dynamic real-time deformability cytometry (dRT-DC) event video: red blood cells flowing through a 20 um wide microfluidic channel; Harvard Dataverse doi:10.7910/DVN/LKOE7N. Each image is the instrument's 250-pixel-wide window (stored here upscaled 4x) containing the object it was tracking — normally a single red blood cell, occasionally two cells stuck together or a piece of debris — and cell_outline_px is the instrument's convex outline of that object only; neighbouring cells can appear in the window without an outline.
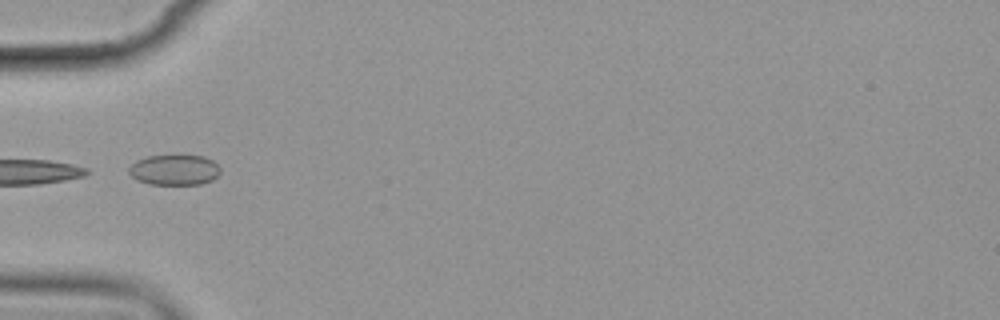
{"species": "common noctule bat (a hibernating species)", "species_latin": "Nyctalus noctula", "temperature_condition": "cold", "stored_images_in_passage": 15, "segment_of_instrument_passage": [2, 2], "camera_frame_rate_fps": 3000, "um_per_image_px": 0.085, "animal": {"sex": "female", "body_mass_g": 19.9}, "frame": {"image": 1, "passage_image": 5, "time_ms": 5.667, "image_size_px": [1000, 320], "cell_outline_px": [[220, 172], [212, 180], [200, 184], [148, 184], [136, 180], [128, 172], [128, 168], [136, 160], [148, 156], [176, 152], [204, 156], [212, 160], [220, 168]], "centroid_in_image_um": [14.81, 14.38], "position_along_channel_um": 70.2, "area_um2": 16.94}}
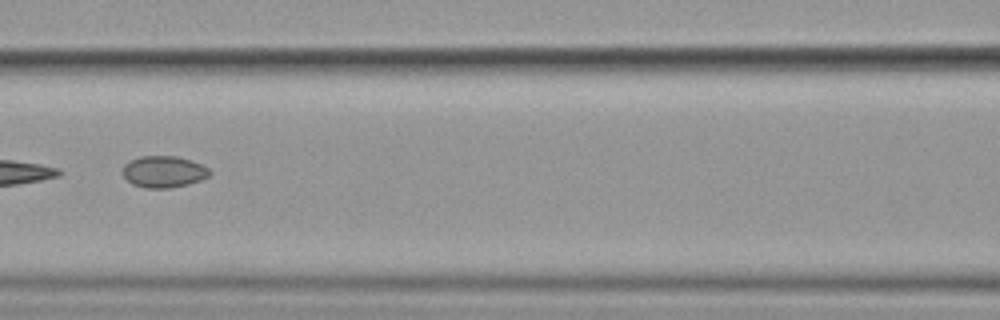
{"frame": {"image": 2, "passage_image": 7, "time_ms": 8.0, "image_size_px": [1000, 320], "cell_outline_px": [[212, 172], [208, 176], [200, 180], [188, 184], [168, 188], [144, 188], [132, 184], [124, 176], [124, 164], [140, 156], [176, 156], [192, 160], [208, 168]], "centroid_in_image_um": [13.93, 14.59], "position_along_channel_um": 152.7, "area_um2": 15.9}}
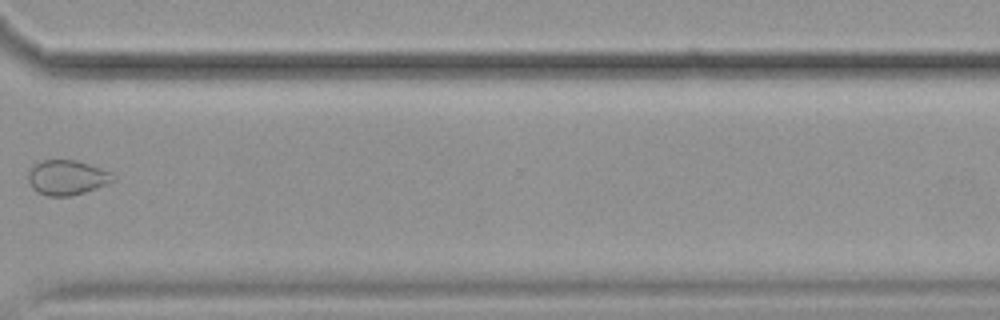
{"frame": {"image": 3, "passage_image": 12, "time_ms": 14.0, "image_size_px": [1000, 320], "cell_outline_px": [[116, 180], [96, 188], [72, 196], [48, 196], [36, 192], [32, 188], [28, 180], [28, 172], [40, 160], [76, 160], [112, 172], [116, 176]], "centroid_in_image_um": [5.7, 15.1], "position_along_channel_um": 364.9, "area_um2": 17.28}}